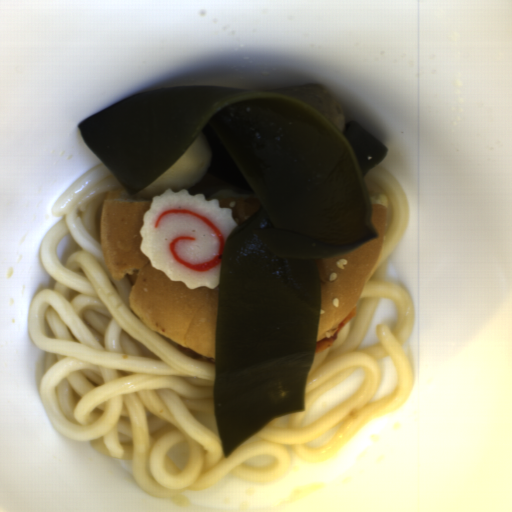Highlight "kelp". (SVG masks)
I'll list each match as a JSON object with an SVG mask.
<instances>
[{
  "instance_id": "1",
  "label": "kelp",
  "mask_w": 512,
  "mask_h": 512,
  "mask_svg": "<svg viewBox=\"0 0 512 512\" xmlns=\"http://www.w3.org/2000/svg\"><path fill=\"white\" fill-rule=\"evenodd\" d=\"M77 128L131 197L203 135L210 174L257 198L221 259L213 413L224 459L270 420L304 412L317 264L377 236L364 177L386 154L383 141L356 121L340 133L318 112L215 86L139 91Z\"/></svg>"
}]
</instances>
